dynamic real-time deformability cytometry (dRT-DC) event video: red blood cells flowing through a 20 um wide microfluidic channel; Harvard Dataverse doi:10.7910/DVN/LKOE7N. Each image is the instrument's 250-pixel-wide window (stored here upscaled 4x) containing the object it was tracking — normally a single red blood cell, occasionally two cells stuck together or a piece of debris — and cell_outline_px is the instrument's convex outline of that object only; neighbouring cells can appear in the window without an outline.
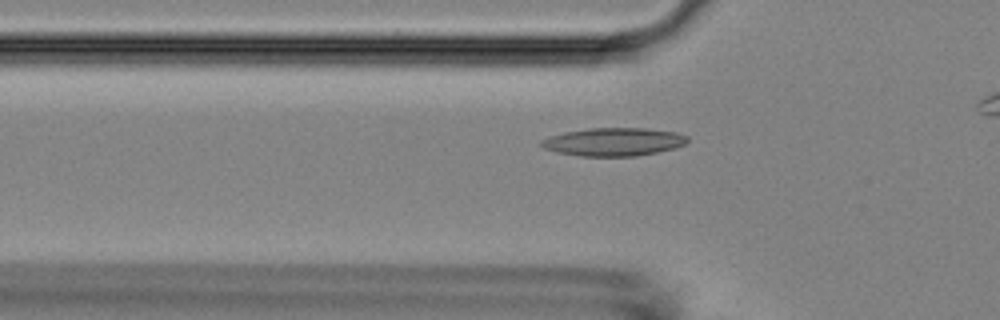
{"species": "Egyptian fruit bat (a non-hibernating species)", "species_latin": "Rousettus aegyptiacus", "temperature_condition": "room temperature", "stored_images_in_passage": 41, "camera_frame_rate_fps": 3000, "um_per_image_px": 0.085, "animal": {"sex": "female"}, "frame": {"image": 1, "passage_image": 11, "time_ms": 3.333, "image_size_px": [1000, 320], "cell_outline_px": [[688, 140], [684, 144], [676, 148], [636, 156], [580, 156], [556, 152], [544, 148], [540, 144], [540, 140], [564, 132], [592, 128], [644, 128], [676, 132], [688, 136]], "centroid_in_image_um": [52.17, 12.06], "position_along_channel_um": 73.6, "area_um2": 23.87}}
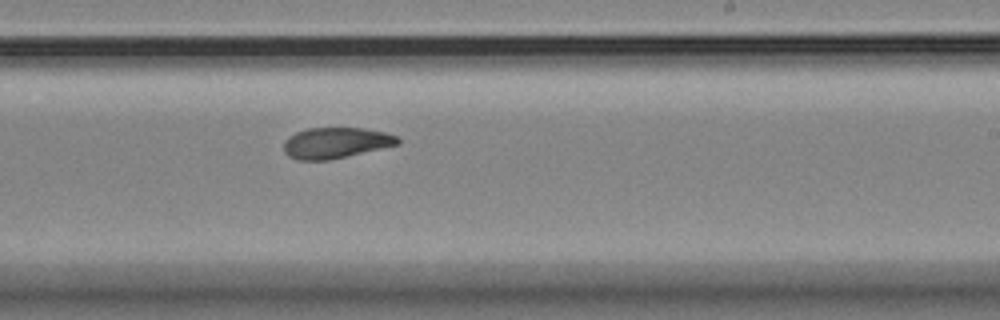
{"frame": {"image": 2, "passage_image": 26, "time_ms": 8.333, "image_size_px": [1000, 320], "cell_outline_px": [[400, 144], [328, 160], [296, 160], [288, 156], [284, 152], [284, 140], [288, 136], [296, 132], [308, 128], [360, 128], [384, 132], [400, 136]], "centroid_in_image_um": [28.52, 12.14], "position_along_channel_um": 260.5, "area_um2": 20.52}}
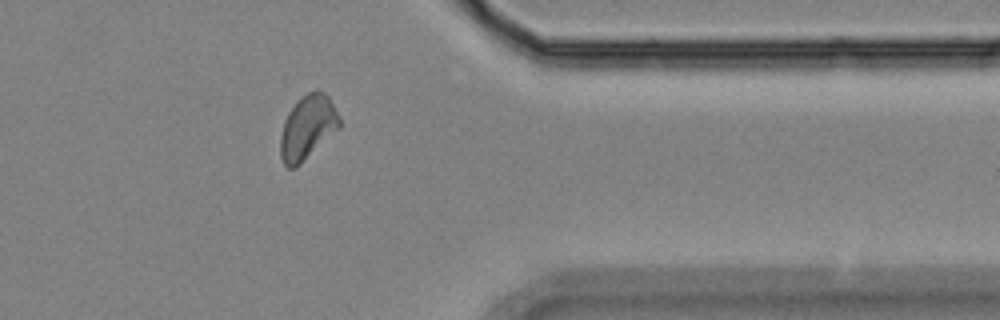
{"frame": {"image": 3, "passage_image": 37, "time_ms": 12.0, "image_size_px": [1000, 320], "cell_outline_px": [[340, 128], [296, 168], [288, 168], [284, 164], [280, 156], [280, 136], [284, 120], [288, 112], [308, 92], [316, 88], [320, 88], [328, 96], [340, 116]], "centroid_in_image_um": [26.15, 10.83], "position_along_channel_um": 385.2, "area_um2": 22.14}}